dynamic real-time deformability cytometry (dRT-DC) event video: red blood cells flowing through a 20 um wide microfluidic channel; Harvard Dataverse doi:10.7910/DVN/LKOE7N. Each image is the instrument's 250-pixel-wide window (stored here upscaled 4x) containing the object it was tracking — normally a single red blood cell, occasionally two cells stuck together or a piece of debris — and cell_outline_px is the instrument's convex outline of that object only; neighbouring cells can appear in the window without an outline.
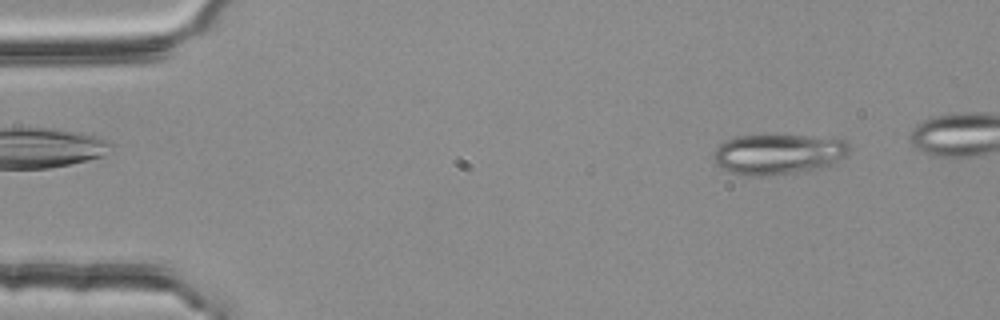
{"species": "common noctule bat (a hibernating species)", "species_latin": "Nyctalus noctula", "temperature_condition": "room temperature", "stored_images_in_passage": 4, "camera_frame_rate_fps": 3000, "um_per_image_px": 0.085, "animal": {"sex": "female", "body_mass_g": 25.1}, "frame": {"image": 1, "passage_image": 4, "time_ms": 1.0, "image_size_px": [1000, 320], "cell_outline_px": [[848, 156], [836, 164], [820, 168], [796, 172], [764, 176], [740, 176], [716, 164], [712, 156], [712, 152], [720, 144], [728, 140], [740, 136], [804, 136], [844, 140], [848, 144]], "centroid_in_image_um": [66.15, 13.13], "position_along_channel_um": 18.8, "area_um2": 31.79}}